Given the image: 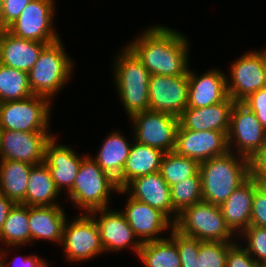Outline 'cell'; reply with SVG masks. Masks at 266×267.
<instances>
[{
    "label": "cell",
    "mask_w": 266,
    "mask_h": 267,
    "mask_svg": "<svg viewBox=\"0 0 266 267\" xmlns=\"http://www.w3.org/2000/svg\"><path fill=\"white\" fill-rule=\"evenodd\" d=\"M139 35L127 46L150 75L179 76L188 71V38L179 31L155 25Z\"/></svg>",
    "instance_id": "obj_1"
},
{
    "label": "cell",
    "mask_w": 266,
    "mask_h": 267,
    "mask_svg": "<svg viewBox=\"0 0 266 267\" xmlns=\"http://www.w3.org/2000/svg\"><path fill=\"white\" fill-rule=\"evenodd\" d=\"M199 173L203 201L220 206L250 177V162L248 158L228 151L201 162Z\"/></svg>",
    "instance_id": "obj_2"
},
{
    "label": "cell",
    "mask_w": 266,
    "mask_h": 267,
    "mask_svg": "<svg viewBox=\"0 0 266 267\" xmlns=\"http://www.w3.org/2000/svg\"><path fill=\"white\" fill-rule=\"evenodd\" d=\"M115 57L114 83L124 110L131 118L137 113L149 110L150 73L128 46Z\"/></svg>",
    "instance_id": "obj_3"
},
{
    "label": "cell",
    "mask_w": 266,
    "mask_h": 267,
    "mask_svg": "<svg viewBox=\"0 0 266 267\" xmlns=\"http://www.w3.org/2000/svg\"><path fill=\"white\" fill-rule=\"evenodd\" d=\"M114 190L119 191L116 180L105 173L88 154L83 156L74 184L67 194L74 207L90 213L107 208L110 194Z\"/></svg>",
    "instance_id": "obj_4"
},
{
    "label": "cell",
    "mask_w": 266,
    "mask_h": 267,
    "mask_svg": "<svg viewBox=\"0 0 266 267\" xmlns=\"http://www.w3.org/2000/svg\"><path fill=\"white\" fill-rule=\"evenodd\" d=\"M73 65L74 62L65 52L61 39L48 44L28 72L32 93L53 99L64 84L68 83Z\"/></svg>",
    "instance_id": "obj_5"
},
{
    "label": "cell",
    "mask_w": 266,
    "mask_h": 267,
    "mask_svg": "<svg viewBox=\"0 0 266 267\" xmlns=\"http://www.w3.org/2000/svg\"><path fill=\"white\" fill-rule=\"evenodd\" d=\"M173 228L200 241L235 242L234 233L227 226L220 207L205 201L195 203L178 214Z\"/></svg>",
    "instance_id": "obj_6"
},
{
    "label": "cell",
    "mask_w": 266,
    "mask_h": 267,
    "mask_svg": "<svg viewBox=\"0 0 266 267\" xmlns=\"http://www.w3.org/2000/svg\"><path fill=\"white\" fill-rule=\"evenodd\" d=\"M51 102V99L40 95L0 102V130L49 131Z\"/></svg>",
    "instance_id": "obj_7"
},
{
    "label": "cell",
    "mask_w": 266,
    "mask_h": 267,
    "mask_svg": "<svg viewBox=\"0 0 266 267\" xmlns=\"http://www.w3.org/2000/svg\"><path fill=\"white\" fill-rule=\"evenodd\" d=\"M61 243L69 262H85L104 253L96 220L90 213L66 220Z\"/></svg>",
    "instance_id": "obj_8"
},
{
    "label": "cell",
    "mask_w": 266,
    "mask_h": 267,
    "mask_svg": "<svg viewBox=\"0 0 266 267\" xmlns=\"http://www.w3.org/2000/svg\"><path fill=\"white\" fill-rule=\"evenodd\" d=\"M266 143V129L242 102H234L227 135L228 150L250 159ZM237 151V152H236Z\"/></svg>",
    "instance_id": "obj_9"
},
{
    "label": "cell",
    "mask_w": 266,
    "mask_h": 267,
    "mask_svg": "<svg viewBox=\"0 0 266 267\" xmlns=\"http://www.w3.org/2000/svg\"><path fill=\"white\" fill-rule=\"evenodd\" d=\"M130 119L137 143L160 149L164 153L174 151L179 117L147 110L133 115Z\"/></svg>",
    "instance_id": "obj_10"
},
{
    "label": "cell",
    "mask_w": 266,
    "mask_h": 267,
    "mask_svg": "<svg viewBox=\"0 0 266 267\" xmlns=\"http://www.w3.org/2000/svg\"><path fill=\"white\" fill-rule=\"evenodd\" d=\"M55 0H33L23 9L20 16L7 28L16 37L54 43L60 40L54 30Z\"/></svg>",
    "instance_id": "obj_11"
},
{
    "label": "cell",
    "mask_w": 266,
    "mask_h": 267,
    "mask_svg": "<svg viewBox=\"0 0 266 267\" xmlns=\"http://www.w3.org/2000/svg\"><path fill=\"white\" fill-rule=\"evenodd\" d=\"M230 77L226 78L228 96L242 102L250 94L265 87L264 50L249 51L231 64Z\"/></svg>",
    "instance_id": "obj_12"
},
{
    "label": "cell",
    "mask_w": 266,
    "mask_h": 267,
    "mask_svg": "<svg viewBox=\"0 0 266 267\" xmlns=\"http://www.w3.org/2000/svg\"><path fill=\"white\" fill-rule=\"evenodd\" d=\"M188 91V71L179 76L150 75L149 110L179 117L187 108Z\"/></svg>",
    "instance_id": "obj_13"
},
{
    "label": "cell",
    "mask_w": 266,
    "mask_h": 267,
    "mask_svg": "<svg viewBox=\"0 0 266 267\" xmlns=\"http://www.w3.org/2000/svg\"><path fill=\"white\" fill-rule=\"evenodd\" d=\"M53 136L49 131L0 130V160L41 164L44 162L46 143Z\"/></svg>",
    "instance_id": "obj_14"
},
{
    "label": "cell",
    "mask_w": 266,
    "mask_h": 267,
    "mask_svg": "<svg viewBox=\"0 0 266 267\" xmlns=\"http://www.w3.org/2000/svg\"><path fill=\"white\" fill-rule=\"evenodd\" d=\"M174 151L201 163L213 157L225 155L229 151L227 135L220 131L183 129L179 125Z\"/></svg>",
    "instance_id": "obj_15"
},
{
    "label": "cell",
    "mask_w": 266,
    "mask_h": 267,
    "mask_svg": "<svg viewBox=\"0 0 266 267\" xmlns=\"http://www.w3.org/2000/svg\"><path fill=\"white\" fill-rule=\"evenodd\" d=\"M90 214L96 220L104 252H117L131 246L138 255L143 243L133 232L121 210L103 208L93 210Z\"/></svg>",
    "instance_id": "obj_16"
},
{
    "label": "cell",
    "mask_w": 266,
    "mask_h": 267,
    "mask_svg": "<svg viewBox=\"0 0 266 267\" xmlns=\"http://www.w3.org/2000/svg\"><path fill=\"white\" fill-rule=\"evenodd\" d=\"M119 194L130 195L133 199L159 209L173 223L178 214L173 210L170 186L166 183L160 172L139 176L130 181ZM173 216V218H171Z\"/></svg>",
    "instance_id": "obj_17"
},
{
    "label": "cell",
    "mask_w": 266,
    "mask_h": 267,
    "mask_svg": "<svg viewBox=\"0 0 266 267\" xmlns=\"http://www.w3.org/2000/svg\"><path fill=\"white\" fill-rule=\"evenodd\" d=\"M121 212L142 243L161 240L164 237H158V235L174 227V223L159 209L137 201L130 196Z\"/></svg>",
    "instance_id": "obj_18"
},
{
    "label": "cell",
    "mask_w": 266,
    "mask_h": 267,
    "mask_svg": "<svg viewBox=\"0 0 266 267\" xmlns=\"http://www.w3.org/2000/svg\"><path fill=\"white\" fill-rule=\"evenodd\" d=\"M56 139L54 135L46 143L44 163L48 166L56 188L68 192L74 184L83 157L77 155L71 147L58 144Z\"/></svg>",
    "instance_id": "obj_19"
},
{
    "label": "cell",
    "mask_w": 266,
    "mask_h": 267,
    "mask_svg": "<svg viewBox=\"0 0 266 267\" xmlns=\"http://www.w3.org/2000/svg\"><path fill=\"white\" fill-rule=\"evenodd\" d=\"M226 78L218 69L207 70L199 76L188 68L187 107L202 108L224 101L228 97Z\"/></svg>",
    "instance_id": "obj_20"
},
{
    "label": "cell",
    "mask_w": 266,
    "mask_h": 267,
    "mask_svg": "<svg viewBox=\"0 0 266 267\" xmlns=\"http://www.w3.org/2000/svg\"><path fill=\"white\" fill-rule=\"evenodd\" d=\"M234 102L228 96L224 101L215 105L202 108L187 107L179 116V125L183 129L220 131L228 135Z\"/></svg>",
    "instance_id": "obj_21"
},
{
    "label": "cell",
    "mask_w": 266,
    "mask_h": 267,
    "mask_svg": "<svg viewBox=\"0 0 266 267\" xmlns=\"http://www.w3.org/2000/svg\"><path fill=\"white\" fill-rule=\"evenodd\" d=\"M48 44L51 43L19 38L3 29L0 35V63L28 73Z\"/></svg>",
    "instance_id": "obj_22"
},
{
    "label": "cell",
    "mask_w": 266,
    "mask_h": 267,
    "mask_svg": "<svg viewBox=\"0 0 266 267\" xmlns=\"http://www.w3.org/2000/svg\"><path fill=\"white\" fill-rule=\"evenodd\" d=\"M259 185L250 176L219 206L227 226L234 234H241L250 226L253 196Z\"/></svg>",
    "instance_id": "obj_23"
},
{
    "label": "cell",
    "mask_w": 266,
    "mask_h": 267,
    "mask_svg": "<svg viewBox=\"0 0 266 267\" xmlns=\"http://www.w3.org/2000/svg\"><path fill=\"white\" fill-rule=\"evenodd\" d=\"M31 243L34 240H49L61 243L63 229L67 220L61 205L56 206H28Z\"/></svg>",
    "instance_id": "obj_24"
},
{
    "label": "cell",
    "mask_w": 266,
    "mask_h": 267,
    "mask_svg": "<svg viewBox=\"0 0 266 267\" xmlns=\"http://www.w3.org/2000/svg\"><path fill=\"white\" fill-rule=\"evenodd\" d=\"M125 137L122 132H111L93 158L105 173L116 180L119 189H122V170L132 146Z\"/></svg>",
    "instance_id": "obj_25"
},
{
    "label": "cell",
    "mask_w": 266,
    "mask_h": 267,
    "mask_svg": "<svg viewBox=\"0 0 266 267\" xmlns=\"http://www.w3.org/2000/svg\"><path fill=\"white\" fill-rule=\"evenodd\" d=\"M164 154L160 149L134 140L122 170V189L136 177L159 172Z\"/></svg>",
    "instance_id": "obj_26"
},
{
    "label": "cell",
    "mask_w": 266,
    "mask_h": 267,
    "mask_svg": "<svg viewBox=\"0 0 266 267\" xmlns=\"http://www.w3.org/2000/svg\"><path fill=\"white\" fill-rule=\"evenodd\" d=\"M60 191L56 188L48 166L43 162L31 168L25 199L20 203L27 206H56Z\"/></svg>",
    "instance_id": "obj_27"
},
{
    "label": "cell",
    "mask_w": 266,
    "mask_h": 267,
    "mask_svg": "<svg viewBox=\"0 0 266 267\" xmlns=\"http://www.w3.org/2000/svg\"><path fill=\"white\" fill-rule=\"evenodd\" d=\"M34 165L23 161L0 160V193L16 204L25 199L28 178Z\"/></svg>",
    "instance_id": "obj_28"
},
{
    "label": "cell",
    "mask_w": 266,
    "mask_h": 267,
    "mask_svg": "<svg viewBox=\"0 0 266 267\" xmlns=\"http://www.w3.org/2000/svg\"><path fill=\"white\" fill-rule=\"evenodd\" d=\"M137 256L145 267H181L180 254L171 237L144 242Z\"/></svg>",
    "instance_id": "obj_29"
},
{
    "label": "cell",
    "mask_w": 266,
    "mask_h": 267,
    "mask_svg": "<svg viewBox=\"0 0 266 267\" xmlns=\"http://www.w3.org/2000/svg\"><path fill=\"white\" fill-rule=\"evenodd\" d=\"M0 242L11 248L31 242L27 205L15 204L10 210L0 232Z\"/></svg>",
    "instance_id": "obj_30"
},
{
    "label": "cell",
    "mask_w": 266,
    "mask_h": 267,
    "mask_svg": "<svg viewBox=\"0 0 266 267\" xmlns=\"http://www.w3.org/2000/svg\"><path fill=\"white\" fill-rule=\"evenodd\" d=\"M32 95L28 73L0 63V102L23 100Z\"/></svg>",
    "instance_id": "obj_31"
},
{
    "label": "cell",
    "mask_w": 266,
    "mask_h": 267,
    "mask_svg": "<svg viewBox=\"0 0 266 267\" xmlns=\"http://www.w3.org/2000/svg\"><path fill=\"white\" fill-rule=\"evenodd\" d=\"M200 163L192 158L177 154L175 151L165 153L160 166V174L171 187L199 172Z\"/></svg>",
    "instance_id": "obj_32"
},
{
    "label": "cell",
    "mask_w": 266,
    "mask_h": 267,
    "mask_svg": "<svg viewBox=\"0 0 266 267\" xmlns=\"http://www.w3.org/2000/svg\"><path fill=\"white\" fill-rule=\"evenodd\" d=\"M170 192L173 210L177 214L193 204L203 201L200 173L171 186Z\"/></svg>",
    "instance_id": "obj_33"
},
{
    "label": "cell",
    "mask_w": 266,
    "mask_h": 267,
    "mask_svg": "<svg viewBox=\"0 0 266 267\" xmlns=\"http://www.w3.org/2000/svg\"><path fill=\"white\" fill-rule=\"evenodd\" d=\"M234 243L201 241L197 256L198 267H226L227 252Z\"/></svg>",
    "instance_id": "obj_34"
},
{
    "label": "cell",
    "mask_w": 266,
    "mask_h": 267,
    "mask_svg": "<svg viewBox=\"0 0 266 267\" xmlns=\"http://www.w3.org/2000/svg\"><path fill=\"white\" fill-rule=\"evenodd\" d=\"M247 241L244 247L252 258L260 264H266V229L254 225L248 226L239 236ZM247 239V240H246Z\"/></svg>",
    "instance_id": "obj_35"
},
{
    "label": "cell",
    "mask_w": 266,
    "mask_h": 267,
    "mask_svg": "<svg viewBox=\"0 0 266 267\" xmlns=\"http://www.w3.org/2000/svg\"><path fill=\"white\" fill-rule=\"evenodd\" d=\"M170 231V237L175 241L180 254L181 267H198L197 256L201 241L182 235L174 228Z\"/></svg>",
    "instance_id": "obj_36"
},
{
    "label": "cell",
    "mask_w": 266,
    "mask_h": 267,
    "mask_svg": "<svg viewBox=\"0 0 266 267\" xmlns=\"http://www.w3.org/2000/svg\"><path fill=\"white\" fill-rule=\"evenodd\" d=\"M250 225L266 229V186L259 185L254 192Z\"/></svg>",
    "instance_id": "obj_37"
},
{
    "label": "cell",
    "mask_w": 266,
    "mask_h": 267,
    "mask_svg": "<svg viewBox=\"0 0 266 267\" xmlns=\"http://www.w3.org/2000/svg\"><path fill=\"white\" fill-rule=\"evenodd\" d=\"M237 241L228 249L226 267H262Z\"/></svg>",
    "instance_id": "obj_38"
},
{
    "label": "cell",
    "mask_w": 266,
    "mask_h": 267,
    "mask_svg": "<svg viewBox=\"0 0 266 267\" xmlns=\"http://www.w3.org/2000/svg\"><path fill=\"white\" fill-rule=\"evenodd\" d=\"M242 103L255 113L256 118L266 129V87L250 94Z\"/></svg>",
    "instance_id": "obj_39"
},
{
    "label": "cell",
    "mask_w": 266,
    "mask_h": 267,
    "mask_svg": "<svg viewBox=\"0 0 266 267\" xmlns=\"http://www.w3.org/2000/svg\"><path fill=\"white\" fill-rule=\"evenodd\" d=\"M33 0H3L1 27L7 29Z\"/></svg>",
    "instance_id": "obj_40"
},
{
    "label": "cell",
    "mask_w": 266,
    "mask_h": 267,
    "mask_svg": "<svg viewBox=\"0 0 266 267\" xmlns=\"http://www.w3.org/2000/svg\"><path fill=\"white\" fill-rule=\"evenodd\" d=\"M250 176L266 186V143L249 159Z\"/></svg>",
    "instance_id": "obj_41"
},
{
    "label": "cell",
    "mask_w": 266,
    "mask_h": 267,
    "mask_svg": "<svg viewBox=\"0 0 266 267\" xmlns=\"http://www.w3.org/2000/svg\"><path fill=\"white\" fill-rule=\"evenodd\" d=\"M6 253L8 252H4V249L0 248V267H42L46 263V261L44 259H40L39 256L31 255L16 256V258H14L13 261H10L8 265L7 262L3 260V257L6 255ZM11 262L13 263L12 266H10Z\"/></svg>",
    "instance_id": "obj_42"
},
{
    "label": "cell",
    "mask_w": 266,
    "mask_h": 267,
    "mask_svg": "<svg viewBox=\"0 0 266 267\" xmlns=\"http://www.w3.org/2000/svg\"><path fill=\"white\" fill-rule=\"evenodd\" d=\"M15 204L16 203L13 200L0 193V232L10 210L14 207Z\"/></svg>",
    "instance_id": "obj_43"
},
{
    "label": "cell",
    "mask_w": 266,
    "mask_h": 267,
    "mask_svg": "<svg viewBox=\"0 0 266 267\" xmlns=\"http://www.w3.org/2000/svg\"><path fill=\"white\" fill-rule=\"evenodd\" d=\"M264 72H265V87H266V49H264Z\"/></svg>",
    "instance_id": "obj_44"
},
{
    "label": "cell",
    "mask_w": 266,
    "mask_h": 267,
    "mask_svg": "<svg viewBox=\"0 0 266 267\" xmlns=\"http://www.w3.org/2000/svg\"><path fill=\"white\" fill-rule=\"evenodd\" d=\"M2 7H3V0H0V25H1Z\"/></svg>",
    "instance_id": "obj_45"
},
{
    "label": "cell",
    "mask_w": 266,
    "mask_h": 267,
    "mask_svg": "<svg viewBox=\"0 0 266 267\" xmlns=\"http://www.w3.org/2000/svg\"><path fill=\"white\" fill-rule=\"evenodd\" d=\"M42 267H50L48 262H46Z\"/></svg>",
    "instance_id": "obj_46"
},
{
    "label": "cell",
    "mask_w": 266,
    "mask_h": 267,
    "mask_svg": "<svg viewBox=\"0 0 266 267\" xmlns=\"http://www.w3.org/2000/svg\"><path fill=\"white\" fill-rule=\"evenodd\" d=\"M2 31H3V28H2L1 25H0V35H1Z\"/></svg>",
    "instance_id": "obj_47"
}]
</instances>
